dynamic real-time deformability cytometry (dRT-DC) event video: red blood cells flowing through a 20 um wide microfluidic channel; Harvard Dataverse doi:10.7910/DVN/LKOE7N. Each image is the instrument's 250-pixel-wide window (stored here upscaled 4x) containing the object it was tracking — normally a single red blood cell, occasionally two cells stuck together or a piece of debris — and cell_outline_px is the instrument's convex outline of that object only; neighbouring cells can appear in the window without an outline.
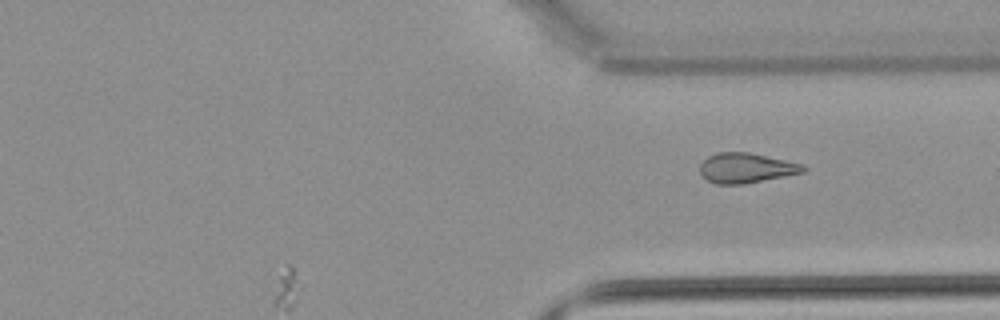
{"species": "common noctule bat (a hibernating species)", "species_latin": "Nyctalus noctula", "temperature_condition": "warm", "stored_images_in_passage": 25, "camera_frame_rate_fps": 3000, "um_per_image_px": 0.085, "animal": {"sex": "male", "body_mass_g": 21.5, "forearm_length_mm": 52.0}, "frame": {"image": 1, "passage_image": 25, "time_ms": 8.0, "image_size_px": [1000, 320], "cell_outline_px": [[808, 168], [804, 172], [744, 184], [716, 184], [708, 180], [700, 172], [700, 164], [708, 156], [716, 152], [748, 152], [804, 164]], "centroid_in_image_um": [63.43, 14.27], "position_along_channel_um": 348.0, "area_um2": 17.98}}